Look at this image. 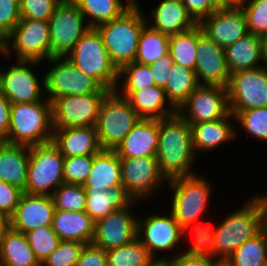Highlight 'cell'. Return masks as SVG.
<instances>
[{
	"mask_svg": "<svg viewBox=\"0 0 267 266\" xmlns=\"http://www.w3.org/2000/svg\"><path fill=\"white\" fill-rule=\"evenodd\" d=\"M50 68L45 72V95L48 100L64 95L108 94L96 79L84 74L66 57H51L45 61Z\"/></svg>",
	"mask_w": 267,
	"mask_h": 266,
	"instance_id": "obj_10",
	"label": "cell"
},
{
	"mask_svg": "<svg viewBox=\"0 0 267 266\" xmlns=\"http://www.w3.org/2000/svg\"><path fill=\"white\" fill-rule=\"evenodd\" d=\"M29 147L5 143L0 148V181L26 193Z\"/></svg>",
	"mask_w": 267,
	"mask_h": 266,
	"instance_id": "obj_29",
	"label": "cell"
},
{
	"mask_svg": "<svg viewBox=\"0 0 267 266\" xmlns=\"http://www.w3.org/2000/svg\"><path fill=\"white\" fill-rule=\"evenodd\" d=\"M169 38L170 36L146 23L141 30L134 62L151 65L156 60L169 54Z\"/></svg>",
	"mask_w": 267,
	"mask_h": 266,
	"instance_id": "obj_35",
	"label": "cell"
},
{
	"mask_svg": "<svg viewBox=\"0 0 267 266\" xmlns=\"http://www.w3.org/2000/svg\"><path fill=\"white\" fill-rule=\"evenodd\" d=\"M51 57H66L91 29L72 0H62L48 20Z\"/></svg>",
	"mask_w": 267,
	"mask_h": 266,
	"instance_id": "obj_11",
	"label": "cell"
},
{
	"mask_svg": "<svg viewBox=\"0 0 267 266\" xmlns=\"http://www.w3.org/2000/svg\"><path fill=\"white\" fill-rule=\"evenodd\" d=\"M26 193L52 195L64 181V157L51 141L29 147Z\"/></svg>",
	"mask_w": 267,
	"mask_h": 266,
	"instance_id": "obj_9",
	"label": "cell"
},
{
	"mask_svg": "<svg viewBox=\"0 0 267 266\" xmlns=\"http://www.w3.org/2000/svg\"><path fill=\"white\" fill-rule=\"evenodd\" d=\"M210 179L202 174L179 177L167 182L171 188V204L169 212L176 222L184 228L186 225L200 221L205 214L213 189Z\"/></svg>",
	"mask_w": 267,
	"mask_h": 266,
	"instance_id": "obj_5",
	"label": "cell"
},
{
	"mask_svg": "<svg viewBox=\"0 0 267 266\" xmlns=\"http://www.w3.org/2000/svg\"><path fill=\"white\" fill-rule=\"evenodd\" d=\"M107 94L64 95L51 100L53 128L96 126Z\"/></svg>",
	"mask_w": 267,
	"mask_h": 266,
	"instance_id": "obj_15",
	"label": "cell"
},
{
	"mask_svg": "<svg viewBox=\"0 0 267 266\" xmlns=\"http://www.w3.org/2000/svg\"><path fill=\"white\" fill-rule=\"evenodd\" d=\"M5 139L0 136V148L5 144Z\"/></svg>",
	"mask_w": 267,
	"mask_h": 266,
	"instance_id": "obj_61",
	"label": "cell"
},
{
	"mask_svg": "<svg viewBox=\"0 0 267 266\" xmlns=\"http://www.w3.org/2000/svg\"><path fill=\"white\" fill-rule=\"evenodd\" d=\"M122 185L127 194L138 202H146L168 181L161 174L156 157L120 158Z\"/></svg>",
	"mask_w": 267,
	"mask_h": 266,
	"instance_id": "obj_14",
	"label": "cell"
},
{
	"mask_svg": "<svg viewBox=\"0 0 267 266\" xmlns=\"http://www.w3.org/2000/svg\"><path fill=\"white\" fill-rule=\"evenodd\" d=\"M265 64L267 65V31L260 36Z\"/></svg>",
	"mask_w": 267,
	"mask_h": 266,
	"instance_id": "obj_58",
	"label": "cell"
},
{
	"mask_svg": "<svg viewBox=\"0 0 267 266\" xmlns=\"http://www.w3.org/2000/svg\"><path fill=\"white\" fill-rule=\"evenodd\" d=\"M95 222L85 212L55 210L52 228L60 240L92 243Z\"/></svg>",
	"mask_w": 267,
	"mask_h": 266,
	"instance_id": "obj_27",
	"label": "cell"
},
{
	"mask_svg": "<svg viewBox=\"0 0 267 266\" xmlns=\"http://www.w3.org/2000/svg\"><path fill=\"white\" fill-rule=\"evenodd\" d=\"M196 154L189 123L178 113L159 120V143L156 158L167 181L192 176Z\"/></svg>",
	"mask_w": 267,
	"mask_h": 266,
	"instance_id": "obj_1",
	"label": "cell"
},
{
	"mask_svg": "<svg viewBox=\"0 0 267 266\" xmlns=\"http://www.w3.org/2000/svg\"><path fill=\"white\" fill-rule=\"evenodd\" d=\"M209 3L215 10H222L235 6L238 0H209Z\"/></svg>",
	"mask_w": 267,
	"mask_h": 266,
	"instance_id": "obj_56",
	"label": "cell"
},
{
	"mask_svg": "<svg viewBox=\"0 0 267 266\" xmlns=\"http://www.w3.org/2000/svg\"><path fill=\"white\" fill-rule=\"evenodd\" d=\"M140 119L126 98L110 91L101 103L95 126L102 150H115Z\"/></svg>",
	"mask_w": 267,
	"mask_h": 266,
	"instance_id": "obj_7",
	"label": "cell"
},
{
	"mask_svg": "<svg viewBox=\"0 0 267 266\" xmlns=\"http://www.w3.org/2000/svg\"><path fill=\"white\" fill-rule=\"evenodd\" d=\"M182 4L198 24L215 11L209 0H183Z\"/></svg>",
	"mask_w": 267,
	"mask_h": 266,
	"instance_id": "obj_53",
	"label": "cell"
},
{
	"mask_svg": "<svg viewBox=\"0 0 267 266\" xmlns=\"http://www.w3.org/2000/svg\"><path fill=\"white\" fill-rule=\"evenodd\" d=\"M25 235L40 264L57 248L61 241L52 226L39 227Z\"/></svg>",
	"mask_w": 267,
	"mask_h": 266,
	"instance_id": "obj_43",
	"label": "cell"
},
{
	"mask_svg": "<svg viewBox=\"0 0 267 266\" xmlns=\"http://www.w3.org/2000/svg\"><path fill=\"white\" fill-rule=\"evenodd\" d=\"M0 263L3 266H40L24 233L9 228L0 239Z\"/></svg>",
	"mask_w": 267,
	"mask_h": 266,
	"instance_id": "obj_32",
	"label": "cell"
},
{
	"mask_svg": "<svg viewBox=\"0 0 267 266\" xmlns=\"http://www.w3.org/2000/svg\"><path fill=\"white\" fill-rule=\"evenodd\" d=\"M84 243L61 240L57 248L41 263L42 266H75Z\"/></svg>",
	"mask_w": 267,
	"mask_h": 266,
	"instance_id": "obj_45",
	"label": "cell"
},
{
	"mask_svg": "<svg viewBox=\"0 0 267 266\" xmlns=\"http://www.w3.org/2000/svg\"><path fill=\"white\" fill-rule=\"evenodd\" d=\"M159 260H169L173 266H216L219 260L213 257L189 256L185 253H176L172 256H160Z\"/></svg>",
	"mask_w": 267,
	"mask_h": 266,
	"instance_id": "obj_52",
	"label": "cell"
},
{
	"mask_svg": "<svg viewBox=\"0 0 267 266\" xmlns=\"http://www.w3.org/2000/svg\"><path fill=\"white\" fill-rule=\"evenodd\" d=\"M235 122L245 130L247 136L267 142V106L239 111L235 115Z\"/></svg>",
	"mask_w": 267,
	"mask_h": 266,
	"instance_id": "obj_42",
	"label": "cell"
},
{
	"mask_svg": "<svg viewBox=\"0 0 267 266\" xmlns=\"http://www.w3.org/2000/svg\"><path fill=\"white\" fill-rule=\"evenodd\" d=\"M199 85L194 70L174 63L164 87L166 98L178 110Z\"/></svg>",
	"mask_w": 267,
	"mask_h": 266,
	"instance_id": "obj_34",
	"label": "cell"
},
{
	"mask_svg": "<svg viewBox=\"0 0 267 266\" xmlns=\"http://www.w3.org/2000/svg\"><path fill=\"white\" fill-rule=\"evenodd\" d=\"M195 74L201 85L227 87L230 72L225 58L224 48L214 43L197 25Z\"/></svg>",
	"mask_w": 267,
	"mask_h": 266,
	"instance_id": "obj_19",
	"label": "cell"
},
{
	"mask_svg": "<svg viewBox=\"0 0 267 266\" xmlns=\"http://www.w3.org/2000/svg\"><path fill=\"white\" fill-rule=\"evenodd\" d=\"M23 191L18 187L0 181V211L11 217L18 205Z\"/></svg>",
	"mask_w": 267,
	"mask_h": 266,
	"instance_id": "obj_49",
	"label": "cell"
},
{
	"mask_svg": "<svg viewBox=\"0 0 267 266\" xmlns=\"http://www.w3.org/2000/svg\"><path fill=\"white\" fill-rule=\"evenodd\" d=\"M2 53V41L0 40V54Z\"/></svg>",
	"mask_w": 267,
	"mask_h": 266,
	"instance_id": "obj_62",
	"label": "cell"
},
{
	"mask_svg": "<svg viewBox=\"0 0 267 266\" xmlns=\"http://www.w3.org/2000/svg\"><path fill=\"white\" fill-rule=\"evenodd\" d=\"M226 261L231 266H267V239L261 231L245 241Z\"/></svg>",
	"mask_w": 267,
	"mask_h": 266,
	"instance_id": "obj_36",
	"label": "cell"
},
{
	"mask_svg": "<svg viewBox=\"0 0 267 266\" xmlns=\"http://www.w3.org/2000/svg\"><path fill=\"white\" fill-rule=\"evenodd\" d=\"M75 266H107L106 251L92 243L85 244Z\"/></svg>",
	"mask_w": 267,
	"mask_h": 266,
	"instance_id": "obj_50",
	"label": "cell"
},
{
	"mask_svg": "<svg viewBox=\"0 0 267 266\" xmlns=\"http://www.w3.org/2000/svg\"><path fill=\"white\" fill-rule=\"evenodd\" d=\"M52 142L64 158L93 156L102 150L95 126L54 128Z\"/></svg>",
	"mask_w": 267,
	"mask_h": 266,
	"instance_id": "obj_24",
	"label": "cell"
},
{
	"mask_svg": "<svg viewBox=\"0 0 267 266\" xmlns=\"http://www.w3.org/2000/svg\"><path fill=\"white\" fill-rule=\"evenodd\" d=\"M230 112L267 106V65L230 74L227 85Z\"/></svg>",
	"mask_w": 267,
	"mask_h": 266,
	"instance_id": "obj_13",
	"label": "cell"
},
{
	"mask_svg": "<svg viewBox=\"0 0 267 266\" xmlns=\"http://www.w3.org/2000/svg\"><path fill=\"white\" fill-rule=\"evenodd\" d=\"M127 10L121 17L96 27L113 65L118 71L134 62L141 30L146 24V16L138 4Z\"/></svg>",
	"mask_w": 267,
	"mask_h": 266,
	"instance_id": "obj_2",
	"label": "cell"
},
{
	"mask_svg": "<svg viewBox=\"0 0 267 266\" xmlns=\"http://www.w3.org/2000/svg\"><path fill=\"white\" fill-rule=\"evenodd\" d=\"M148 15L150 17L145 15L146 23L168 36L190 30L198 25L181 2L162 0L155 8H151Z\"/></svg>",
	"mask_w": 267,
	"mask_h": 266,
	"instance_id": "obj_25",
	"label": "cell"
},
{
	"mask_svg": "<svg viewBox=\"0 0 267 266\" xmlns=\"http://www.w3.org/2000/svg\"><path fill=\"white\" fill-rule=\"evenodd\" d=\"M20 20L19 0H0V40L2 42Z\"/></svg>",
	"mask_w": 267,
	"mask_h": 266,
	"instance_id": "obj_48",
	"label": "cell"
},
{
	"mask_svg": "<svg viewBox=\"0 0 267 266\" xmlns=\"http://www.w3.org/2000/svg\"><path fill=\"white\" fill-rule=\"evenodd\" d=\"M159 143V120L140 119L114 150L119 158L156 157Z\"/></svg>",
	"mask_w": 267,
	"mask_h": 266,
	"instance_id": "obj_22",
	"label": "cell"
},
{
	"mask_svg": "<svg viewBox=\"0 0 267 266\" xmlns=\"http://www.w3.org/2000/svg\"><path fill=\"white\" fill-rule=\"evenodd\" d=\"M106 256L107 266H151L156 261L138 238L106 251Z\"/></svg>",
	"mask_w": 267,
	"mask_h": 266,
	"instance_id": "obj_37",
	"label": "cell"
},
{
	"mask_svg": "<svg viewBox=\"0 0 267 266\" xmlns=\"http://www.w3.org/2000/svg\"><path fill=\"white\" fill-rule=\"evenodd\" d=\"M200 221L186 225L183 229V238L190 232L194 234V241L188 250L181 251L189 256H200V257H213L214 258V236L215 229L211 224H206L205 226ZM199 223V224H198ZM213 229V230H212Z\"/></svg>",
	"mask_w": 267,
	"mask_h": 266,
	"instance_id": "obj_40",
	"label": "cell"
},
{
	"mask_svg": "<svg viewBox=\"0 0 267 266\" xmlns=\"http://www.w3.org/2000/svg\"><path fill=\"white\" fill-rule=\"evenodd\" d=\"M93 164V156L64 158L65 184L84 185Z\"/></svg>",
	"mask_w": 267,
	"mask_h": 266,
	"instance_id": "obj_46",
	"label": "cell"
},
{
	"mask_svg": "<svg viewBox=\"0 0 267 266\" xmlns=\"http://www.w3.org/2000/svg\"><path fill=\"white\" fill-rule=\"evenodd\" d=\"M10 109L11 103L0 92V136L4 139L7 138L10 124Z\"/></svg>",
	"mask_w": 267,
	"mask_h": 266,
	"instance_id": "obj_54",
	"label": "cell"
},
{
	"mask_svg": "<svg viewBox=\"0 0 267 266\" xmlns=\"http://www.w3.org/2000/svg\"><path fill=\"white\" fill-rule=\"evenodd\" d=\"M40 63L16 60V63H11L8 68L4 67L5 70L0 68V92L11 104L34 103L46 98L45 76L39 78L31 68Z\"/></svg>",
	"mask_w": 267,
	"mask_h": 266,
	"instance_id": "obj_12",
	"label": "cell"
},
{
	"mask_svg": "<svg viewBox=\"0 0 267 266\" xmlns=\"http://www.w3.org/2000/svg\"><path fill=\"white\" fill-rule=\"evenodd\" d=\"M55 210L52 196L23 192L10 217V228L25 234L39 227L52 226Z\"/></svg>",
	"mask_w": 267,
	"mask_h": 266,
	"instance_id": "obj_21",
	"label": "cell"
},
{
	"mask_svg": "<svg viewBox=\"0 0 267 266\" xmlns=\"http://www.w3.org/2000/svg\"><path fill=\"white\" fill-rule=\"evenodd\" d=\"M253 196L215 228L214 259L225 261L245 241L262 231L260 206Z\"/></svg>",
	"mask_w": 267,
	"mask_h": 266,
	"instance_id": "obj_4",
	"label": "cell"
},
{
	"mask_svg": "<svg viewBox=\"0 0 267 266\" xmlns=\"http://www.w3.org/2000/svg\"><path fill=\"white\" fill-rule=\"evenodd\" d=\"M154 85L149 65L132 62L118 71V83L115 91H137Z\"/></svg>",
	"mask_w": 267,
	"mask_h": 266,
	"instance_id": "obj_39",
	"label": "cell"
},
{
	"mask_svg": "<svg viewBox=\"0 0 267 266\" xmlns=\"http://www.w3.org/2000/svg\"><path fill=\"white\" fill-rule=\"evenodd\" d=\"M224 50L226 64L230 74L236 71L266 65L261 37L255 34L248 33Z\"/></svg>",
	"mask_w": 267,
	"mask_h": 266,
	"instance_id": "obj_28",
	"label": "cell"
},
{
	"mask_svg": "<svg viewBox=\"0 0 267 266\" xmlns=\"http://www.w3.org/2000/svg\"><path fill=\"white\" fill-rule=\"evenodd\" d=\"M53 132L50 100L11 104L6 143L28 147L44 144L52 141Z\"/></svg>",
	"mask_w": 267,
	"mask_h": 266,
	"instance_id": "obj_3",
	"label": "cell"
},
{
	"mask_svg": "<svg viewBox=\"0 0 267 266\" xmlns=\"http://www.w3.org/2000/svg\"><path fill=\"white\" fill-rule=\"evenodd\" d=\"M66 58L78 70L96 79L104 88L114 91L117 87L118 69L111 62L101 34L96 28H91Z\"/></svg>",
	"mask_w": 267,
	"mask_h": 266,
	"instance_id": "obj_6",
	"label": "cell"
},
{
	"mask_svg": "<svg viewBox=\"0 0 267 266\" xmlns=\"http://www.w3.org/2000/svg\"><path fill=\"white\" fill-rule=\"evenodd\" d=\"M10 228V217L3 211H0V239L4 233Z\"/></svg>",
	"mask_w": 267,
	"mask_h": 266,
	"instance_id": "obj_57",
	"label": "cell"
},
{
	"mask_svg": "<svg viewBox=\"0 0 267 266\" xmlns=\"http://www.w3.org/2000/svg\"><path fill=\"white\" fill-rule=\"evenodd\" d=\"M137 238L147 248V251L155 259L159 252L176 250L179 242L183 239V229L176 222L172 213L138 216ZM173 249V250H172ZM157 254V255H156Z\"/></svg>",
	"mask_w": 267,
	"mask_h": 266,
	"instance_id": "obj_16",
	"label": "cell"
},
{
	"mask_svg": "<svg viewBox=\"0 0 267 266\" xmlns=\"http://www.w3.org/2000/svg\"><path fill=\"white\" fill-rule=\"evenodd\" d=\"M177 112L189 125L225 118L231 113L227 88L200 84Z\"/></svg>",
	"mask_w": 267,
	"mask_h": 266,
	"instance_id": "obj_17",
	"label": "cell"
},
{
	"mask_svg": "<svg viewBox=\"0 0 267 266\" xmlns=\"http://www.w3.org/2000/svg\"><path fill=\"white\" fill-rule=\"evenodd\" d=\"M169 1H173V2H183V0H169Z\"/></svg>",
	"mask_w": 267,
	"mask_h": 266,
	"instance_id": "obj_63",
	"label": "cell"
},
{
	"mask_svg": "<svg viewBox=\"0 0 267 266\" xmlns=\"http://www.w3.org/2000/svg\"><path fill=\"white\" fill-rule=\"evenodd\" d=\"M216 266H231L226 260L225 261H218Z\"/></svg>",
	"mask_w": 267,
	"mask_h": 266,
	"instance_id": "obj_60",
	"label": "cell"
},
{
	"mask_svg": "<svg viewBox=\"0 0 267 266\" xmlns=\"http://www.w3.org/2000/svg\"><path fill=\"white\" fill-rule=\"evenodd\" d=\"M126 98L136 114L141 119H156L169 117L177 112L165 95V90L160 86H151L137 91H116Z\"/></svg>",
	"mask_w": 267,
	"mask_h": 266,
	"instance_id": "obj_26",
	"label": "cell"
},
{
	"mask_svg": "<svg viewBox=\"0 0 267 266\" xmlns=\"http://www.w3.org/2000/svg\"><path fill=\"white\" fill-rule=\"evenodd\" d=\"M139 203L133 201L128 207L113 211L105 218L96 221L92 244L108 251L124 246L137 238L138 215L133 208Z\"/></svg>",
	"mask_w": 267,
	"mask_h": 266,
	"instance_id": "obj_18",
	"label": "cell"
},
{
	"mask_svg": "<svg viewBox=\"0 0 267 266\" xmlns=\"http://www.w3.org/2000/svg\"><path fill=\"white\" fill-rule=\"evenodd\" d=\"M151 266H173L169 260H156Z\"/></svg>",
	"mask_w": 267,
	"mask_h": 266,
	"instance_id": "obj_59",
	"label": "cell"
},
{
	"mask_svg": "<svg viewBox=\"0 0 267 266\" xmlns=\"http://www.w3.org/2000/svg\"><path fill=\"white\" fill-rule=\"evenodd\" d=\"M197 49V25L190 30L169 38V54L175 64L195 71Z\"/></svg>",
	"mask_w": 267,
	"mask_h": 266,
	"instance_id": "obj_38",
	"label": "cell"
},
{
	"mask_svg": "<svg viewBox=\"0 0 267 266\" xmlns=\"http://www.w3.org/2000/svg\"><path fill=\"white\" fill-rule=\"evenodd\" d=\"M45 62L51 58L48 21L21 19L2 42L1 57Z\"/></svg>",
	"mask_w": 267,
	"mask_h": 266,
	"instance_id": "obj_8",
	"label": "cell"
},
{
	"mask_svg": "<svg viewBox=\"0 0 267 266\" xmlns=\"http://www.w3.org/2000/svg\"><path fill=\"white\" fill-rule=\"evenodd\" d=\"M254 198L258 201L261 211V230L265 234L267 239V192L265 194H256Z\"/></svg>",
	"mask_w": 267,
	"mask_h": 266,
	"instance_id": "obj_55",
	"label": "cell"
},
{
	"mask_svg": "<svg viewBox=\"0 0 267 266\" xmlns=\"http://www.w3.org/2000/svg\"><path fill=\"white\" fill-rule=\"evenodd\" d=\"M233 119L235 121V116L230 113L227 117L206 121L196 124H191V133H192V144L193 150L196 154L201 151H210L219 148V146L225 145L230 141L238 138L240 129H237L234 124H232Z\"/></svg>",
	"mask_w": 267,
	"mask_h": 266,
	"instance_id": "obj_23",
	"label": "cell"
},
{
	"mask_svg": "<svg viewBox=\"0 0 267 266\" xmlns=\"http://www.w3.org/2000/svg\"><path fill=\"white\" fill-rule=\"evenodd\" d=\"M173 64L171 55L167 54L149 65L156 86H166Z\"/></svg>",
	"mask_w": 267,
	"mask_h": 266,
	"instance_id": "obj_51",
	"label": "cell"
},
{
	"mask_svg": "<svg viewBox=\"0 0 267 266\" xmlns=\"http://www.w3.org/2000/svg\"><path fill=\"white\" fill-rule=\"evenodd\" d=\"M84 15L91 28L121 17L136 1L134 0H72ZM88 17V18H87Z\"/></svg>",
	"mask_w": 267,
	"mask_h": 266,
	"instance_id": "obj_33",
	"label": "cell"
},
{
	"mask_svg": "<svg viewBox=\"0 0 267 266\" xmlns=\"http://www.w3.org/2000/svg\"><path fill=\"white\" fill-rule=\"evenodd\" d=\"M62 0H19L21 19L48 21Z\"/></svg>",
	"mask_w": 267,
	"mask_h": 266,
	"instance_id": "obj_47",
	"label": "cell"
},
{
	"mask_svg": "<svg viewBox=\"0 0 267 266\" xmlns=\"http://www.w3.org/2000/svg\"><path fill=\"white\" fill-rule=\"evenodd\" d=\"M199 25L214 43L224 49L249 33L246 16L238 3L228 9L215 10Z\"/></svg>",
	"mask_w": 267,
	"mask_h": 266,
	"instance_id": "obj_20",
	"label": "cell"
},
{
	"mask_svg": "<svg viewBox=\"0 0 267 266\" xmlns=\"http://www.w3.org/2000/svg\"><path fill=\"white\" fill-rule=\"evenodd\" d=\"M51 196L56 210L80 212L86 209L87 195L83 185L64 183Z\"/></svg>",
	"mask_w": 267,
	"mask_h": 266,
	"instance_id": "obj_41",
	"label": "cell"
},
{
	"mask_svg": "<svg viewBox=\"0 0 267 266\" xmlns=\"http://www.w3.org/2000/svg\"><path fill=\"white\" fill-rule=\"evenodd\" d=\"M87 195L85 212L94 222L105 218L113 211L128 207L134 200L123 186L106 189L84 187Z\"/></svg>",
	"mask_w": 267,
	"mask_h": 266,
	"instance_id": "obj_31",
	"label": "cell"
},
{
	"mask_svg": "<svg viewBox=\"0 0 267 266\" xmlns=\"http://www.w3.org/2000/svg\"><path fill=\"white\" fill-rule=\"evenodd\" d=\"M247 21L248 32L257 36L267 31V0H238Z\"/></svg>",
	"mask_w": 267,
	"mask_h": 266,
	"instance_id": "obj_44",
	"label": "cell"
},
{
	"mask_svg": "<svg viewBox=\"0 0 267 266\" xmlns=\"http://www.w3.org/2000/svg\"><path fill=\"white\" fill-rule=\"evenodd\" d=\"M122 185L120 158L114 150H101L93 155V164L83 187L110 189Z\"/></svg>",
	"mask_w": 267,
	"mask_h": 266,
	"instance_id": "obj_30",
	"label": "cell"
}]
</instances>
